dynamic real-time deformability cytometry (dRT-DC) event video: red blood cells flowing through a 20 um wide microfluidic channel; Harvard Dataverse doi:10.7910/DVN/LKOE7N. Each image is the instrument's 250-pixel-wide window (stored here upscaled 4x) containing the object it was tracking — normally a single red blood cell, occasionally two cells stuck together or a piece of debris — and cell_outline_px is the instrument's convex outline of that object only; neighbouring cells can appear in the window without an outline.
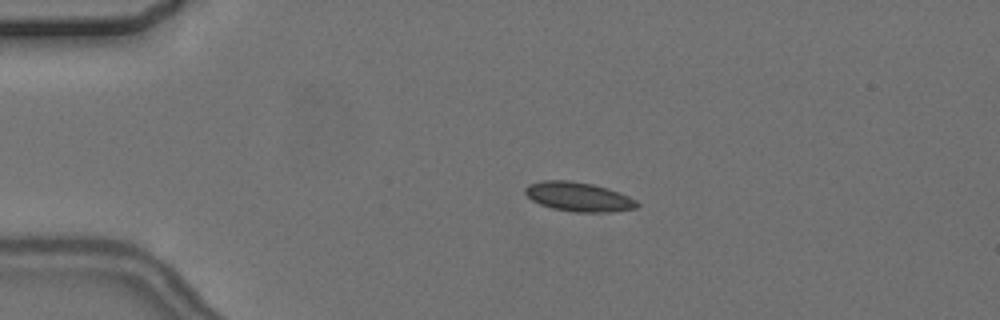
{"species": "common noctule bat (a hibernating species)", "species_latin": "Nyctalus noctula", "temperature_condition": "cold", "stored_images_in_passage": 5, "camera_frame_rate_fps": 3000, "um_per_image_px": 0.085, "animal": {"sex": "female", "body_mass_g": 24.6, "forearm_length_mm": 56.2}, "frame": {"image": 1, "passage_image": 1, "time_ms": 0.0, "image_size_px": [1000, 320], "cell_outline_px": [[640, 204], [636, 208], [612, 212], [572, 212], [552, 208], [540, 204], [532, 200], [524, 192], [524, 188], [528, 184], [544, 180], [568, 180], [592, 184], [608, 188], [620, 192], [636, 200]], "centroid_in_image_um": [49.18, 16.73], "position_along_channel_um": 35.8, "area_um2": 19.19}}
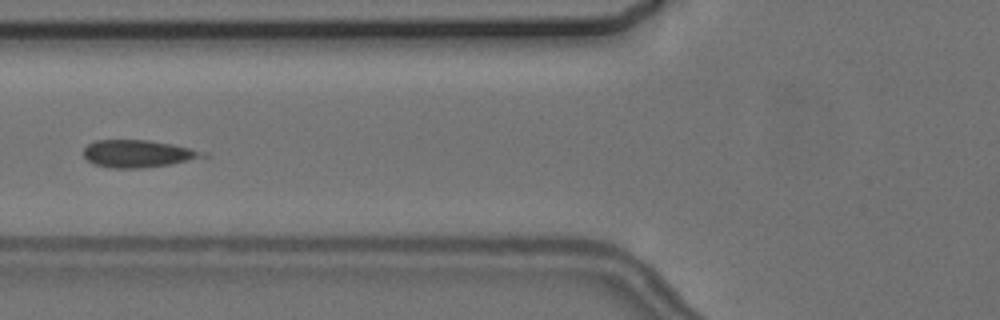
{"frame": {"image": 2, "passage_image": 3, "time_ms": 3.333, "image_size_px": [1000, 320], "cell_outline_px": [[212, 156], [172, 164], [140, 168], [112, 168], [92, 164], [84, 156], [84, 148], [88, 144], [96, 140], [148, 140], [172, 144], [192, 148], [208, 152]], "centroid_in_image_um": [11.8, 13.06], "position_along_channel_um": 114.0, "area_um2": 19.31}}
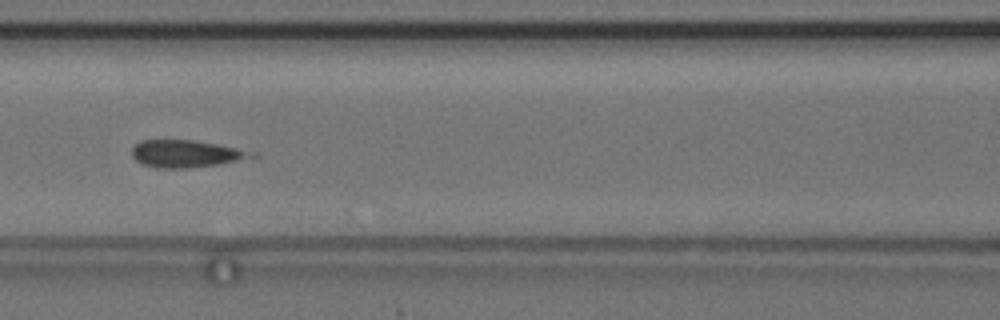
{"frame": {"image": 3, "passage_image": 4, "time_ms": 4.333, "image_size_px": [1000, 320], "cell_outline_px": [[244, 156], [236, 160], [216, 164], [188, 168], [156, 168], [144, 164], [136, 160], [132, 156], [132, 148], [140, 140], [196, 140], [236, 148], [244, 152]], "centroid_in_image_um": [15.55, 13.06], "position_along_channel_um": 151.0, "area_um2": 18.03}}